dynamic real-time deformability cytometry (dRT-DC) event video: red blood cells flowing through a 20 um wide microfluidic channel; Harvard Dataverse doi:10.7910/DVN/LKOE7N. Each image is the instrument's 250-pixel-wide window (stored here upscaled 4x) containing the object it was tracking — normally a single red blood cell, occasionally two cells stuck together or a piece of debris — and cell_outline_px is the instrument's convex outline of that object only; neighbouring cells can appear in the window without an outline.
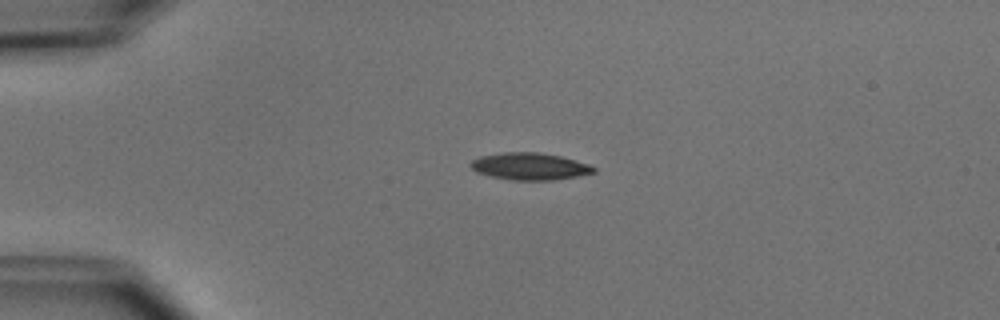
{"species": "common noctule bat (a hibernating species)", "species_latin": "Nyctalus noctula", "temperature_condition": "cold", "stored_images_in_passage": 4, "camera_frame_rate_fps": 3000, "um_per_image_px": 0.085, "animal": {"sex": "male", "body_mass_g": 15.6}, "frame": {"image": 1, "passage_image": 2, "time_ms": 1.0, "image_size_px": [1000, 320], "cell_outline_px": [[596, 172], [576, 176], [552, 180], [512, 180], [492, 176], [476, 172], [468, 164], [472, 160], [480, 156], [500, 152], [540, 152], [560, 156], [576, 160], [588, 164], [596, 168]], "centroid_in_image_um": [45.01, 14.13], "position_along_channel_um": 40.0, "area_um2": 19.42}}